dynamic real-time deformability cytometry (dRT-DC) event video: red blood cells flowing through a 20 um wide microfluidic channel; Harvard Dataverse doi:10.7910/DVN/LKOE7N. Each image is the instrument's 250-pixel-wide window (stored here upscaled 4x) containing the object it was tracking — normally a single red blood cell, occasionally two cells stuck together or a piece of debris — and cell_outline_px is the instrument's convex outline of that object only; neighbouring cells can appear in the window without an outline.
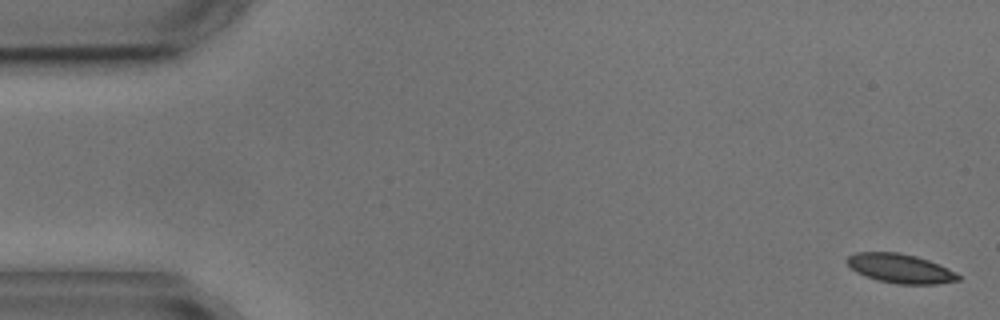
{"species": "common noctule bat (a hibernating species)", "species_latin": "Nyctalus noctula", "temperature_condition": "cold", "stored_images_in_passage": 6, "camera_frame_rate_fps": 3000, "um_per_image_px": 0.085, "animal": {"sex": "male", "body_mass_g": 17.9, "forearm_length_mm": 54.2}, "frame": {"image": 1, "passage_image": 1, "time_ms": 0.0, "image_size_px": [1000, 320], "cell_outline_px": [[960, 280], [940, 284], [896, 284], [876, 280], [864, 276], [856, 272], [844, 260], [848, 256], [856, 252], [896, 252], [916, 256], [928, 260], [948, 268], [956, 272], [960, 276]], "centroid_in_image_um": [76.51, 22.83], "position_along_channel_um": 8.5, "area_um2": 19.07}}
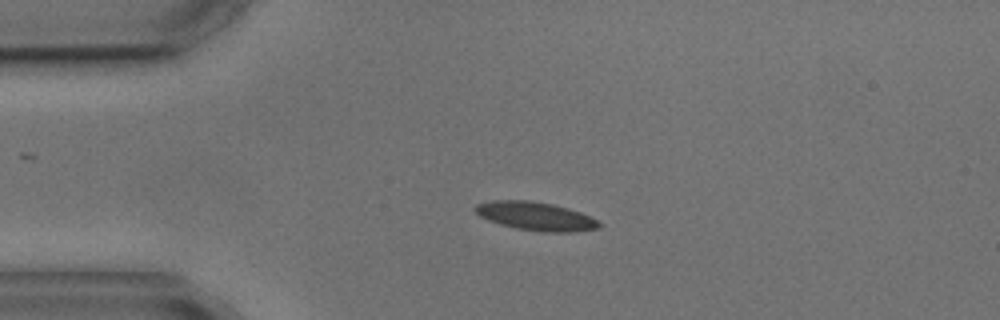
{"frame": {"image": 2, "passage_image": 4, "time_ms": 3.667, "image_size_px": [1000, 320], "cell_outline_px": [[600, 228], [572, 232], [544, 232], [516, 228], [500, 224], [488, 220], [480, 216], [476, 212], [476, 204], [492, 200], [528, 200], [552, 204], [568, 208], [580, 212], [596, 220], [600, 224]], "centroid_in_image_um": [45.52, 18.37], "position_along_channel_um": 39.5, "area_um2": 20.35}}